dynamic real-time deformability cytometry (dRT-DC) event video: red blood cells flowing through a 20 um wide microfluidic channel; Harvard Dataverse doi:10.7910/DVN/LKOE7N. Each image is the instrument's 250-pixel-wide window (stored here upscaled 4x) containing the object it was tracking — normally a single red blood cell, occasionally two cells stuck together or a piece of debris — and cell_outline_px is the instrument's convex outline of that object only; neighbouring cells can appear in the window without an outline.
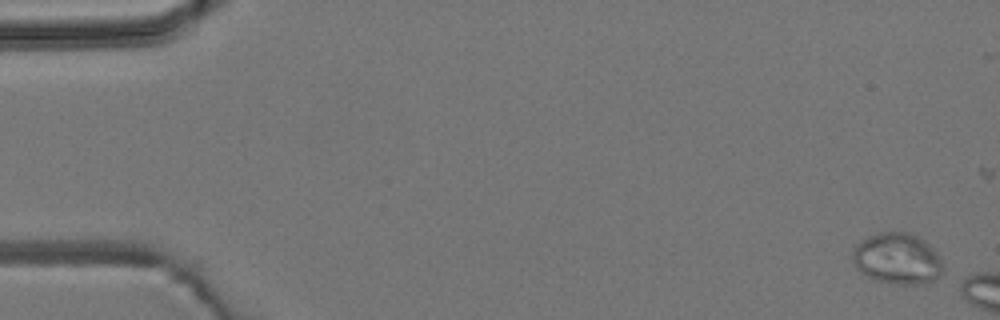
{"species": "common noctule bat (a hibernating species)", "species_latin": "Nyctalus noctula", "temperature_condition": "room temperature", "stored_images_in_passage": 3, "camera_frame_rate_fps": 3000, "um_per_image_px": 0.085, "animal": {"sex": "male", "body_mass_g": 19.2, "forearm_length_mm": 51.8}, "frame": {"image": 1, "passage_image": 1, "time_ms": 0.0, "image_size_px": [1000, 320], "cell_outline_px": [[944, 268], [940, 276], [924, 284], [896, 284], [876, 280], [860, 272], [856, 268], [852, 260], [852, 252], [856, 244], [860, 240], [868, 236], [880, 232], [908, 232], [924, 240], [940, 256], [944, 264]], "centroid_in_image_um": [76.27, 21.98], "position_along_channel_um": 8.7, "area_um2": 27.17}}